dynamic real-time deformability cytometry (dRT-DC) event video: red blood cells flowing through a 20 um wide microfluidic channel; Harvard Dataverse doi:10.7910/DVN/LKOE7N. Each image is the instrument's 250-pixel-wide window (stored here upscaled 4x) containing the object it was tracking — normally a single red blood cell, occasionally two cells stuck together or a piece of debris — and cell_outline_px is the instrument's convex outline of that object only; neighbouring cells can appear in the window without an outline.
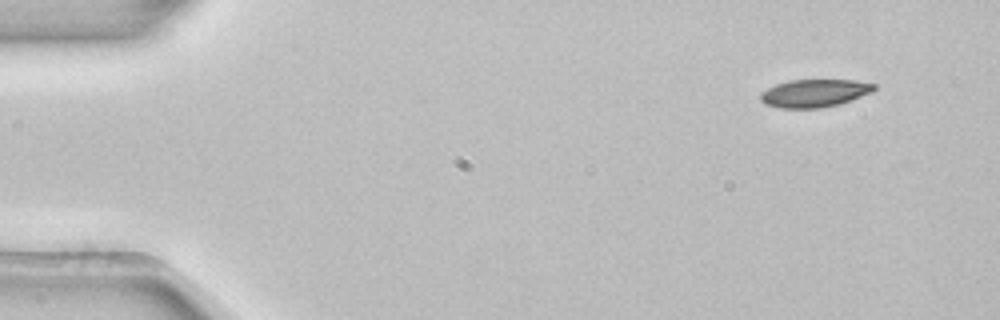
{"species": "common noctule bat (a hibernating species)", "species_latin": "Nyctalus noctula", "temperature_condition": "room temperature", "stored_images_in_passage": 4, "camera_frame_rate_fps": 3000, "um_per_image_px": 0.085, "animal": {"sex": "female", "body_mass_g": 22.7, "forearm_length_mm": 54.2}, "frame": {"image": 1, "passage_image": 1, "time_ms": 0.0, "image_size_px": [1000, 320], "cell_outline_px": [[876, 88], [872, 92], [840, 104], [820, 108], [780, 108], [764, 104], [760, 100], [760, 92], [776, 84], [788, 80], [856, 80], [876, 84]], "centroid_in_image_um": [69.22, 7.92], "position_along_channel_um": 15.8, "area_um2": 18.55}}
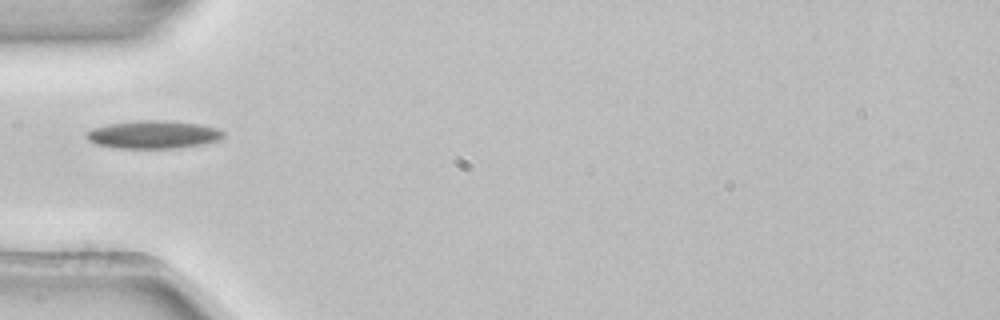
{"frame": {"image": 2, "passage_image": 4, "time_ms": 1.0, "image_size_px": [1000, 320], "cell_outline_px": [[224, 136], [220, 140], [204, 144], [176, 148], [116, 148], [96, 144], [88, 140], [84, 132], [92, 128], [108, 124], [136, 120], [164, 120], [200, 124], [220, 128], [224, 132]], "centroid_in_image_um": [13.04, 11.43], "position_along_channel_um": 72.0, "area_um2": 22.6}}